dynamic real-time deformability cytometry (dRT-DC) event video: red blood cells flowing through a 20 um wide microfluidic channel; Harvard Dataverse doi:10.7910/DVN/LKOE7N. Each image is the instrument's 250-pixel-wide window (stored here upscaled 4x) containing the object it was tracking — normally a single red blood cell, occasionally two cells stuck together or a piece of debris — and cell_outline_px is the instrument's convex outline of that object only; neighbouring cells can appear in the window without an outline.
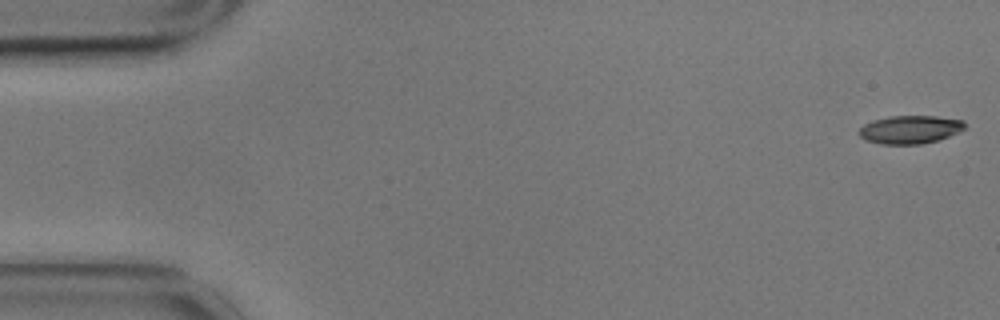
{"species": "common noctule bat (a hibernating species)", "species_latin": "Nyctalus noctula", "temperature_condition": "cold", "stored_images_in_passage": 57, "camera_frame_rate_fps": 3000, "um_per_image_px": 0.085, "animal": {"sex": "male", "body_mass_g": 17.9}, "frame": {"image": 1, "passage_image": 1, "time_ms": 0.0, "image_size_px": [1000, 320], "cell_outline_px": [[964, 128], [960, 132], [936, 140], [920, 144], [880, 144], [864, 140], [856, 132], [864, 124], [872, 120], [888, 116], [936, 116], [964, 120]], "centroid_in_image_um": [77.3, 11.0], "position_along_channel_um": 7.7, "area_um2": 17.46}}
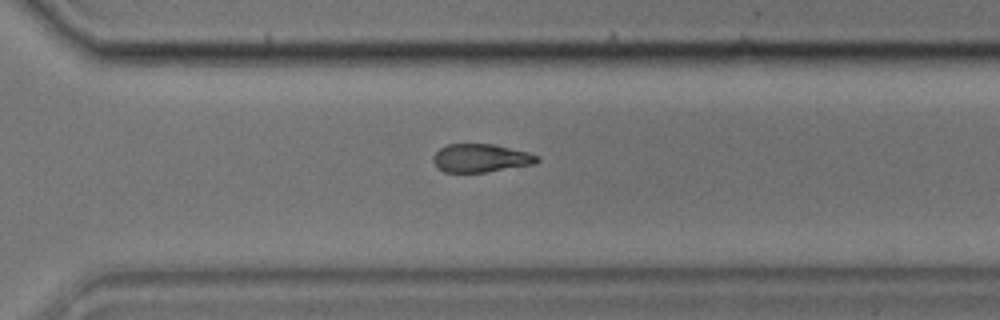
{"frame": {"image": 2, "passage_image": 40, "time_ms": 13.0, "image_size_px": [1000, 320], "cell_outline_px": [[540, 160], [536, 164], [484, 172], [444, 172], [436, 168], [432, 160], [432, 156], [440, 148], [448, 144], [496, 144], [528, 152], [536, 156]], "centroid_in_image_um": [40.84, 13.44], "position_along_channel_um": 329.8, "area_um2": 17.22}}
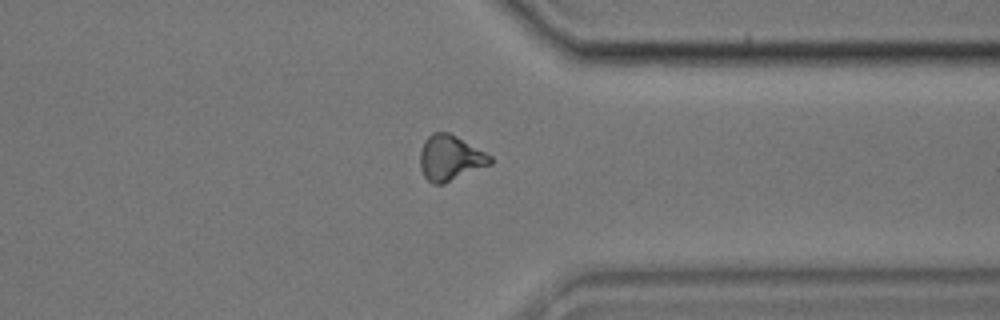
{"frame": {"image": 3, "passage_image": 44, "time_ms": 14.333, "image_size_px": [1000, 320], "cell_outline_px": [[492, 164], [444, 184], [432, 184], [424, 176], [420, 168], [420, 152], [424, 140], [432, 132], [448, 132], [456, 136], [492, 156]], "centroid_in_image_um": [38.25, 13.44], "position_along_channel_um": 373.1, "area_um2": 18.61}, "authors_computed_cell_mechanics": {"area_um2": 18.3804, "velocity_mm_per_s": 3.4888, "shape_relaxation_time_tau1_ms": 3.7792, "shape_relaxation_time_tau2_ms": null, "deformation_change_tau1": 0.1332, "deformation_change_tau2": null}}